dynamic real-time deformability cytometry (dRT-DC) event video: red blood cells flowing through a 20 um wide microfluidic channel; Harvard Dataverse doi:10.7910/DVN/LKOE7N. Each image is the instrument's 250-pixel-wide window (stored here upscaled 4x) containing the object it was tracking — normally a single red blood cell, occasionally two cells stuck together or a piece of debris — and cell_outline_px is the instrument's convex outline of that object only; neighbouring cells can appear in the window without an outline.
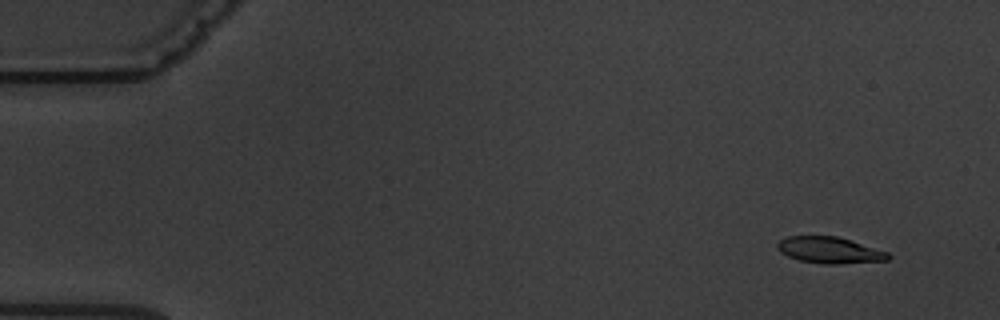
{"species": "common noctule bat (a hibernating species)", "species_latin": "Nyctalus noctula", "temperature_condition": "warm", "stored_images_in_passage": 6, "camera_frame_rate_fps": 3000, "um_per_image_px": 0.085, "animal": {"sex": "male", "body_mass_g": 19.5, "forearm_length_mm": 54.6}, "frame": {"image": 1, "passage_image": 2, "time_ms": 1.0, "image_size_px": [1000, 320], "cell_outline_px": [[892, 256], [888, 260], [836, 264], [824, 264], [800, 260], [788, 256], [780, 252], [776, 248], [776, 244], [780, 240], [788, 236], [836, 236], [888, 252]], "centroid_in_image_um": [70.49, 21.26], "position_along_channel_um": 14.5, "area_um2": 16.88}}